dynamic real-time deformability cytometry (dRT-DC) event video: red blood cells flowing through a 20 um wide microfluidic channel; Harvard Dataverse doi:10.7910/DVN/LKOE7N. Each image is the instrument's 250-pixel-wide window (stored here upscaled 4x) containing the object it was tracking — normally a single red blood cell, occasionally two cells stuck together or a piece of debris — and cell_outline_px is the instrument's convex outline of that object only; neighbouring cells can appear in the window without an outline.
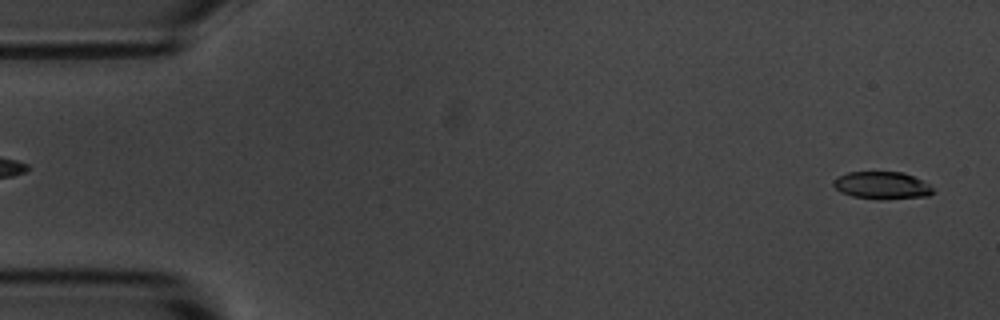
{"species": "common noctule bat (a hibernating species)", "species_latin": "Nyctalus noctula", "temperature_condition": "room temperature", "stored_images_in_passage": 55, "camera_frame_rate_fps": 3000, "um_per_image_px": 0.085, "animal": {"sex": "male", "body_mass_g": 20.1, "forearm_length_mm": 53.5}, "frame": {"image": 1, "passage_image": 2, "time_ms": 0.333, "image_size_px": [1000, 320], "cell_outline_px": [[936, 192], [928, 196], [852, 196], [840, 192], [832, 184], [832, 180], [848, 172], [904, 172], [928, 184]], "centroid_in_image_um": [74.93, 15.69], "position_along_channel_um": 10.1, "area_um2": 14.85}}
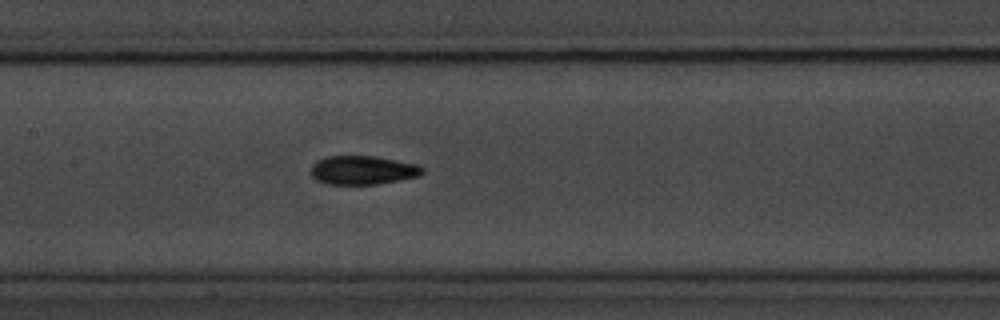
{"frame": {"image": 2, "passage_image": 26, "time_ms": 8.333, "image_size_px": [1000, 320], "cell_outline_px": [[424, 172], [420, 176], [376, 184], [328, 184], [316, 180], [312, 176], [312, 164], [316, 160], [328, 156], [376, 156], [420, 164], [424, 168]], "centroid_in_image_um": [30.87, 14.45], "position_along_channel_um": 176.5, "area_um2": 18.84}}
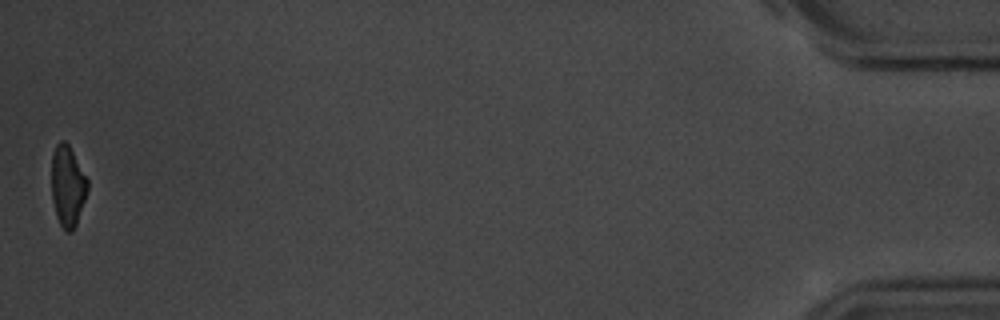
{"frame": {"image": 3, "passage_image": 55, "time_ms": 18.0, "image_size_px": [1000, 320], "cell_outline_px": [[88, 192], [76, 224], [72, 232], [68, 232], [60, 224], [56, 216], [52, 200], [52, 152], [56, 144], [60, 140], [64, 140], [68, 144], [88, 180]], "centroid_in_image_um": [5.75, 15.81], "position_along_channel_um": 429.5, "area_um2": 16.94}, "authors_computed_cell_mechanics": {"area_um2": 18.2648, "velocity_mm_per_s": 3.6121, "shape_relaxation_time_tau1_ms": 3.2813, "shape_relaxation_time_tau2_ms": 1.9772, "deformation_change_tau1": 0.1464, "deformation_change_tau2": 0.0846}}